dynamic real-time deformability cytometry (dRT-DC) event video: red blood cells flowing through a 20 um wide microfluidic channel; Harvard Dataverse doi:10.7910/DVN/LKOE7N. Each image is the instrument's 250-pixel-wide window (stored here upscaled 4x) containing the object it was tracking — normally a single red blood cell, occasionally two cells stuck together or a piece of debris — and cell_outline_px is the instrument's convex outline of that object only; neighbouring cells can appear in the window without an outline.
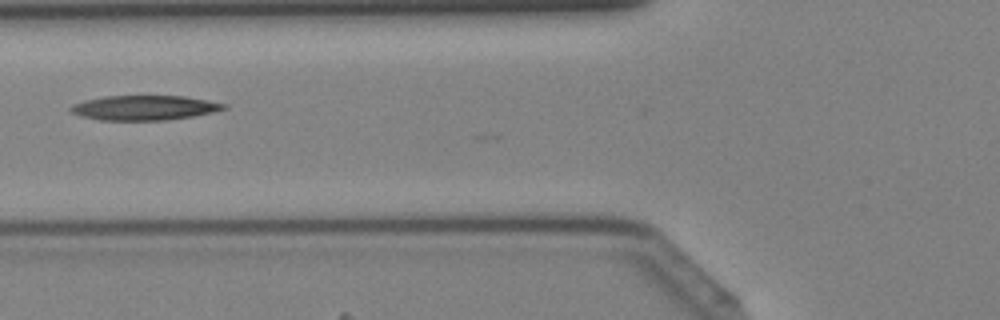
{"species": "Egyptian fruit bat (a non-hibernating species)", "species_latin": "Rousettus aegyptiacus", "temperature_condition": "cold", "stored_images_in_passage": 21, "camera_frame_rate_fps": 3000, "um_per_image_px": 0.085, "animal": {"sex": "female"}, "frame": {"image": 1, "passage_image": 4, "time_ms": 1.0, "image_size_px": [1000, 320], "cell_outline_px": [[228, 108], [212, 112], [192, 116], [164, 120], [100, 120], [80, 116], [72, 112], [68, 108], [72, 104], [84, 100], [104, 96], [184, 96], [208, 100], [228, 104]], "centroid_in_image_um": [12.26, 9.15], "position_along_channel_um": 113.5, "area_um2": 22.08}}
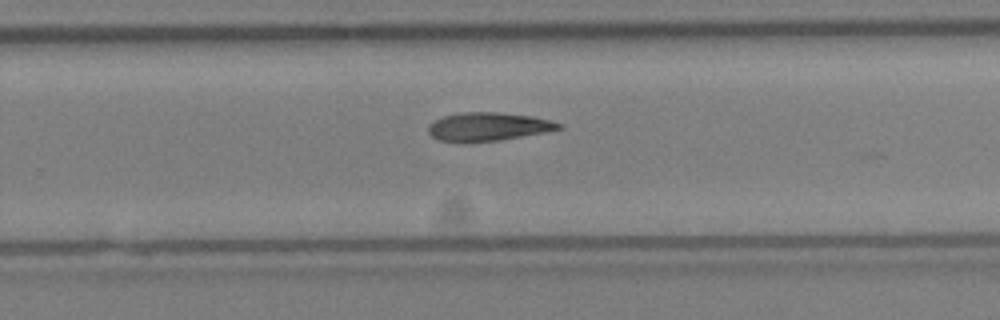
{"frame": {"image": 2, "passage_image": 15, "time_ms": 4.667, "image_size_px": [1000, 320], "cell_outline_px": [[564, 128], [544, 132], [500, 140], [440, 140], [432, 136], [428, 132], [428, 124], [444, 116], [460, 112], [500, 112], [532, 116], [564, 124]], "centroid_in_image_um": [41.54, 10.73], "position_along_channel_um": 288.3, "area_um2": 21.04}}
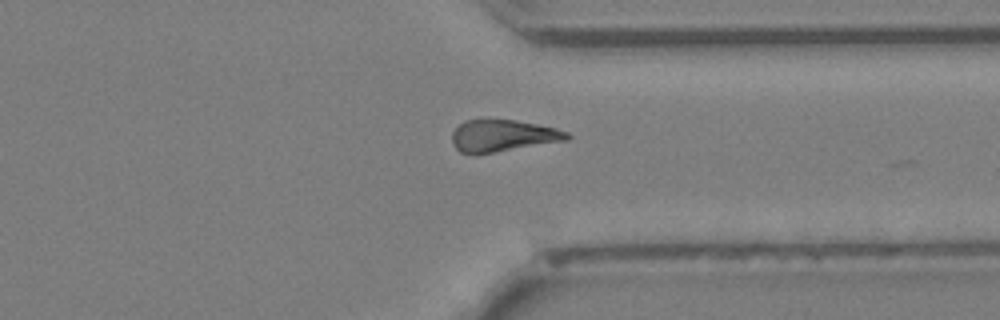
{"frame": {"image": 3, "passage_image": 20, "time_ms": 6.333, "image_size_px": [1000, 320], "cell_outline_px": [[572, 136], [568, 140], [476, 156], [460, 152], [452, 144], [452, 132], [464, 120], [488, 116], [516, 120], [556, 128], [568, 132]], "centroid_in_image_um": [42.69, 11.52], "position_along_channel_um": 368.7, "area_um2": 22.48}}